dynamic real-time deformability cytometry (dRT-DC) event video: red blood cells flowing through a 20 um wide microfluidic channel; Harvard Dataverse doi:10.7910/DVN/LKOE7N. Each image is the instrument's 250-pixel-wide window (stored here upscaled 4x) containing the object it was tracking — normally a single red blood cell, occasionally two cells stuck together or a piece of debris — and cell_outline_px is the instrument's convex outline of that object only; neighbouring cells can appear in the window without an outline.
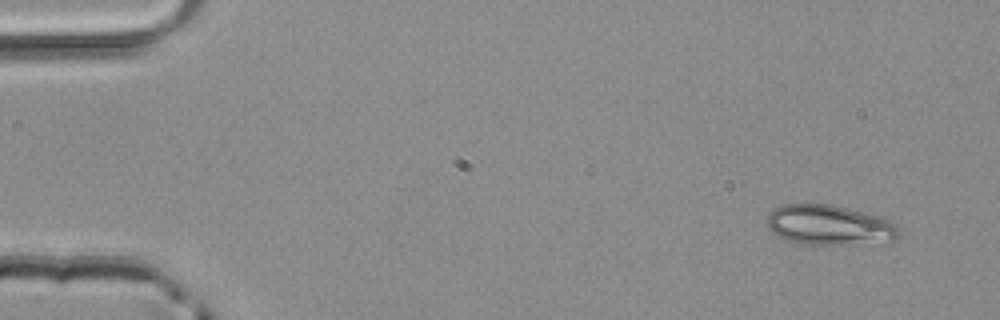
{"species": "common noctule bat (a hibernating species)", "species_latin": "Nyctalus noctula", "temperature_condition": "room temperature", "stored_images_in_passage": 13, "camera_frame_rate_fps": 3000, "um_per_image_px": 0.085, "animal": {"sex": "male", "body_mass_g": 20.4}, "frame": {"image": 1, "passage_image": 1, "time_ms": 0.0, "image_size_px": [1000, 320], "cell_outline_px": [[900, 232], [892, 240], [848, 244], [800, 244], [788, 240], [772, 232], [768, 228], [768, 212], [772, 208], [784, 204], [832, 204], [868, 212], [884, 216], [896, 224], [900, 228]], "centroid_in_image_um": [70.5, 19.1], "position_along_channel_um": 14.5, "area_um2": 30.98}}